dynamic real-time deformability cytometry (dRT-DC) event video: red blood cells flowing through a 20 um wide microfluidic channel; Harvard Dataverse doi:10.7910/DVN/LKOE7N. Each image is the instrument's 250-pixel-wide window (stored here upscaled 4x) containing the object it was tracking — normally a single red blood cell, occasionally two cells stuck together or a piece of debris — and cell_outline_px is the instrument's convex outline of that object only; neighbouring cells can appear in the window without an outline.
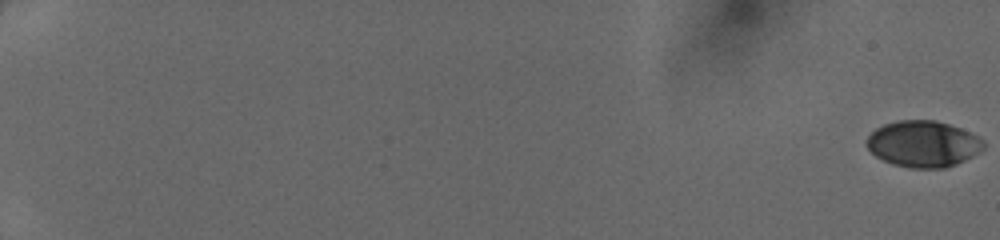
{"species": "human", "species_latin": "Homo sapiens", "temperature_condition": "cold", "stored_images_in_passage": 52, "camera_frame_rate_fps": 3000, "um_per_image_px": 0.085, "donor": {"sex": "female"}, "frame": {"image": 1, "passage_image": 1, "time_ms": 0.0, "image_size_px": [1000, 240], "cell_outline_px": [[984, 148], [972, 156], [956, 164], [944, 168], [908, 168], [892, 164], [876, 156], [868, 148], [868, 136], [876, 128], [884, 124], [896, 120], [936, 120], [960, 128], [984, 140]], "centroid_in_image_um": [78.47, 12.23], "position_along_channel_um": 6.5, "area_um2": 31.33}}
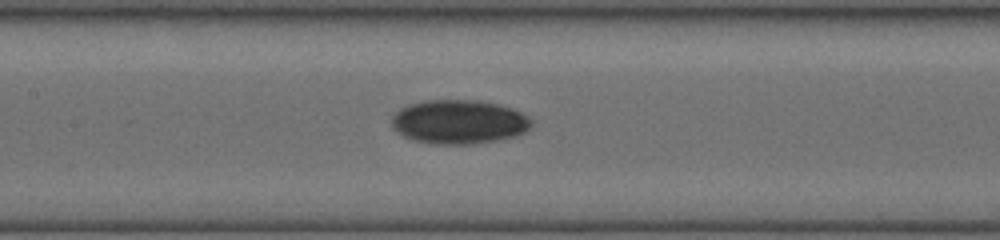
{"frame": {"image": 2, "passage_image": 29, "time_ms": 9.333, "image_size_px": [1000, 240], "cell_outline_px": [[532, 124], [524, 132], [516, 136], [496, 140], [472, 144], [432, 144], [412, 140], [396, 132], [392, 128], [392, 116], [400, 108], [408, 104], [424, 100], [476, 100], [500, 104], [512, 108], [520, 112], [532, 120]], "centroid_in_image_um": [38.98, 10.36], "position_along_channel_um": 168.4, "area_um2": 36.07}}
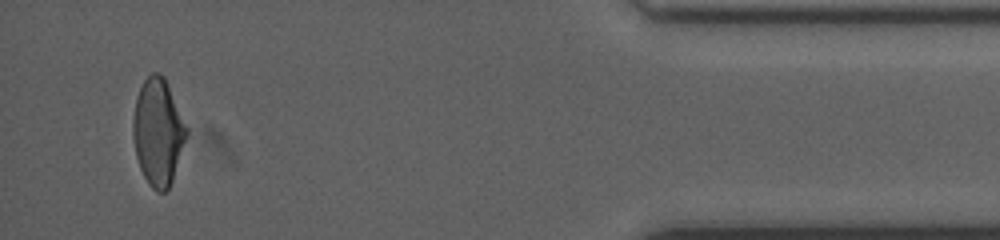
{"frame": {"image": 3, "passage_image": 50, "time_ms": 16.333, "image_size_px": [1000, 240], "cell_outline_px": [[188, 132], [172, 180], [168, 188], [164, 192], [156, 192], [148, 184], [140, 168], [136, 156], [132, 136], [132, 124], [136, 96], [144, 80], [152, 72], [160, 72], [164, 76], [188, 128]], "centroid_in_image_um": [13.42, 11.21], "position_along_channel_um": 421.8, "area_um2": 33.23}}